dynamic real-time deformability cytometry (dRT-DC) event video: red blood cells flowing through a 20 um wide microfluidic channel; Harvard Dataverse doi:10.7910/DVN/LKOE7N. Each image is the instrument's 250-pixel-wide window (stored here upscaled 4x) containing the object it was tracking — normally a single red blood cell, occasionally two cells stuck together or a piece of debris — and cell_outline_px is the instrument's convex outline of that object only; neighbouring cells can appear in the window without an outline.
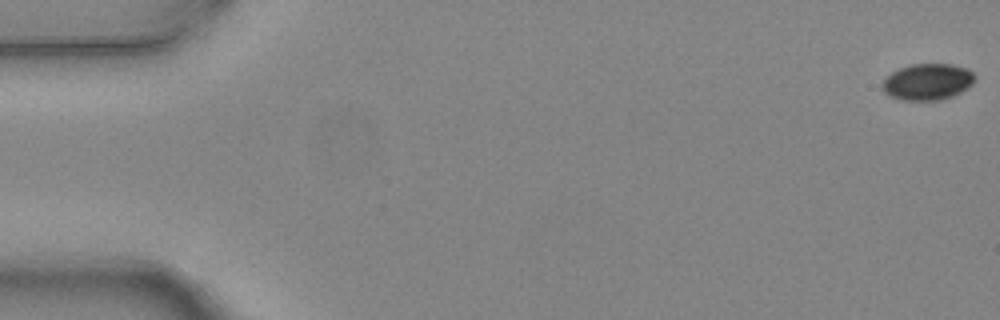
{"species": "common noctule bat (a hibernating species)", "species_latin": "Nyctalus noctula", "temperature_condition": "warm", "stored_images_in_passage": 7, "camera_frame_rate_fps": 3000, "um_per_image_px": 0.085, "animal": {"sex": "female", "body_mass_g": 24.6, "forearm_length_mm": 56.2}, "frame": {"image": 1, "passage_image": 1, "time_ms": 0.0, "image_size_px": [1000, 320], "cell_outline_px": [[976, 80], [968, 88], [952, 96], [940, 100], [900, 100], [884, 92], [880, 84], [892, 72], [900, 68], [912, 64], [952, 64], [964, 68], [972, 72], [976, 76]], "centroid_in_image_um": [78.85, 6.96], "position_along_channel_um": 6.1, "area_um2": 19.59}}
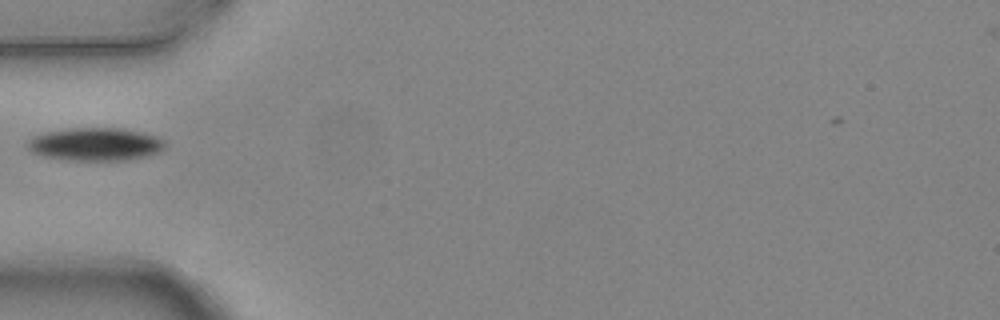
{"frame": {"image": 2, "passage_image": 6, "time_ms": 1.667, "image_size_px": [1000, 320], "cell_outline_px": [[164, 148], [160, 152], [148, 156], [128, 160], [68, 160], [44, 156], [32, 152], [28, 148], [28, 140], [32, 136], [44, 132], [72, 128], [124, 128], [144, 132], [156, 136], [164, 140]], "centroid_in_image_um": [8.13, 12.25], "position_along_channel_um": 76.9, "area_um2": 26.59}}
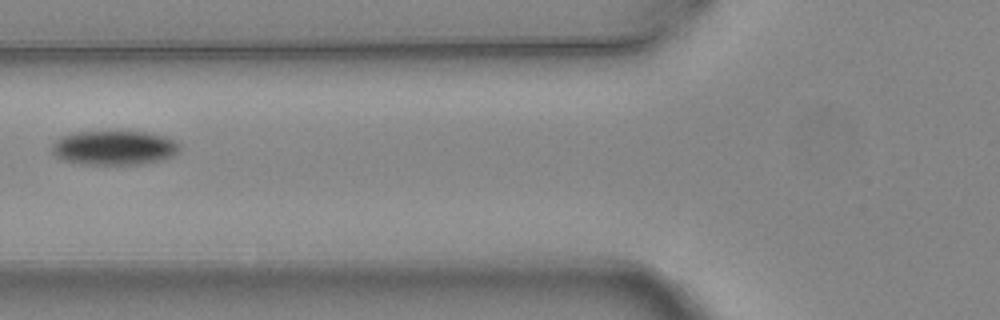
{"frame": {"image": 3, "passage_image": 7, "time_ms": 2.0, "image_size_px": [1000, 320], "cell_outline_px": [[180, 152], [164, 160], [140, 164], [80, 164], [64, 160], [56, 156], [52, 152], [52, 144], [56, 140], [72, 132], [148, 132], [168, 136], [176, 140], [180, 144]], "centroid_in_image_um": [9.77, 12.56], "position_along_channel_um": 116.0, "area_um2": 25.78}}